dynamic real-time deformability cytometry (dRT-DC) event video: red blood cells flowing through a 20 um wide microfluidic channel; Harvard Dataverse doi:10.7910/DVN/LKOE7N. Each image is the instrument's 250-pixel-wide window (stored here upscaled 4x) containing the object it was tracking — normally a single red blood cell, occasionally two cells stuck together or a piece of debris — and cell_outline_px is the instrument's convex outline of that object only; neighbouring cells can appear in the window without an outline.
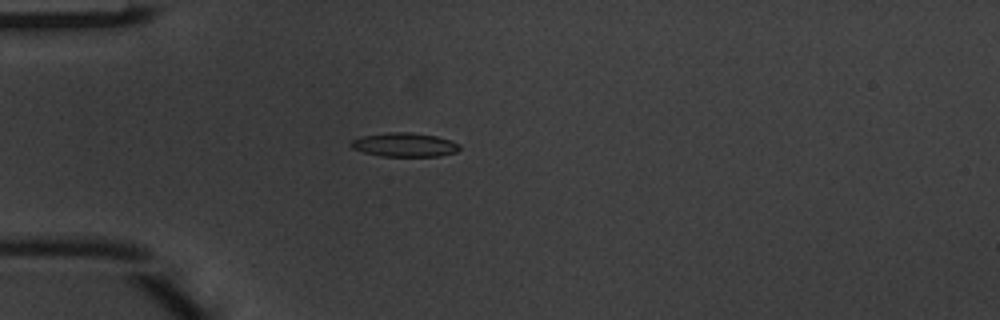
{"species": "common noctule bat (a hibernating species)", "species_latin": "Nyctalus noctula", "temperature_condition": "warm", "stored_images_in_passage": 5, "camera_frame_rate_fps": 3000, "um_per_image_px": 0.085, "animal": {"sex": "male", "body_mass_g": 20.1, "forearm_length_mm": 53.5}, "frame": {"image": 1, "passage_image": 4, "time_ms": 1.0, "image_size_px": [1000, 320], "cell_outline_px": [[460, 148], [456, 152], [440, 156], [380, 156], [364, 152], [352, 148], [348, 144], [352, 140], [360, 136], [388, 132], [412, 132], [436, 136], [452, 140], [460, 144]], "centroid_in_image_um": [34.38, 12.3], "position_along_channel_um": 50.6, "area_um2": 15.32}}